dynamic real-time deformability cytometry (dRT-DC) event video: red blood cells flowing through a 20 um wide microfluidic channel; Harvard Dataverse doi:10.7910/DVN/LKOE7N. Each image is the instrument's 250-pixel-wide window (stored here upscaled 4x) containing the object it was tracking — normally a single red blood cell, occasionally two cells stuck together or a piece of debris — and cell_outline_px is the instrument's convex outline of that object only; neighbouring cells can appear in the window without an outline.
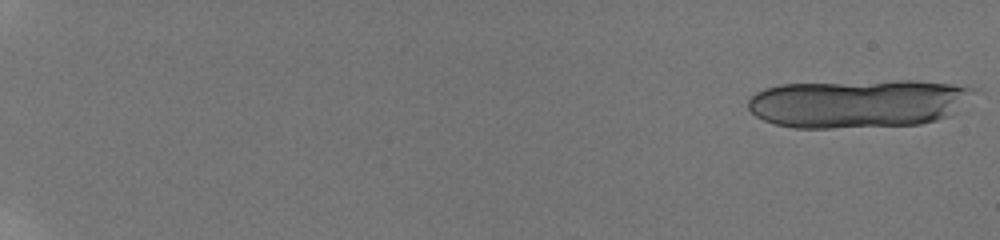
{"species": "human", "species_latin": "Homo sapiens", "temperature_condition": "room temperature", "stored_images_in_passage": 17, "camera_frame_rate_fps": 3000, "um_per_image_px": 0.085, "donor": {"sex": "male"}, "frame": {"image": 1, "passage_image": 1, "time_ms": 0.0, "image_size_px": [1000, 240], "cell_outline_px": [[972, 88], [956, 112], [952, 116], [920, 124], [832, 128], [792, 128], [776, 124], [764, 120], [756, 116], [748, 108], [748, 100], [756, 92], [764, 88], [780, 84], [900, 80], [916, 80], [952, 84]], "centroid_in_image_um": [72.86, 8.79], "position_along_channel_um": 12.1, "area_um2": 63.35}}